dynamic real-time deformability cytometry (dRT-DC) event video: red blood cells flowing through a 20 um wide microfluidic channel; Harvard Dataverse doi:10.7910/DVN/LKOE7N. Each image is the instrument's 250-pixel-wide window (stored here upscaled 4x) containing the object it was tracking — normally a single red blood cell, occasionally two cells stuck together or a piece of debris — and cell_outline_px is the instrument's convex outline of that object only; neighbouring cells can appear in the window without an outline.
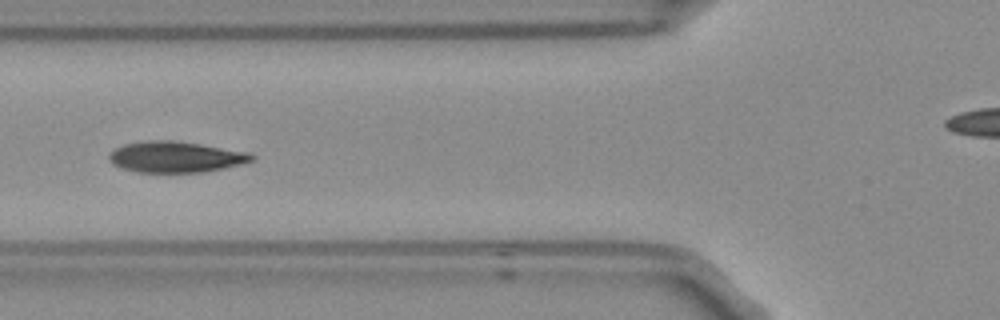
{"species": "Egyptian fruit bat (a non-hibernating species)", "species_latin": "Rousettus aegyptiacus", "temperature_condition": "room temperature", "stored_images_in_passage": 10, "camera_frame_rate_fps": 3000, "um_per_image_px": 0.085, "frame": {"image": 1, "passage_image": 6, "time_ms": 1.667, "image_size_px": [1000, 320], "cell_outline_px": [[256, 160], [224, 168], [204, 172], [136, 172], [112, 164], [108, 156], [112, 148], [124, 144], [148, 140], [172, 140], [200, 144], [252, 152], [256, 156]], "centroid_in_image_um": [14.96, 13.33], "position_along_channel_um": 110.8, "area_um2": 26.01}}
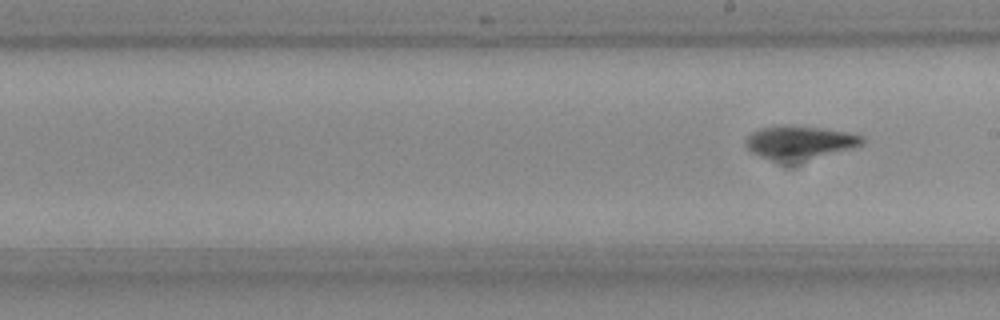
{"frame": {"image": 2, "passage_image": 10, "time_ms": 3.0, "image_size_px": [1000, 320], "cell_outline_px": [[864, 144], [852, 148], [792, 164], [784, 164], [760, 156], [752, 152], [744, 144], [744, 140], [752, 132], [760, 128], [772, 124], [800, 124], [852, 132], [864, 136]], "centroid_in_image_um": [67.96, 12.09], "position_along_channel_um": 221.0, "area_um2": 23.87}}